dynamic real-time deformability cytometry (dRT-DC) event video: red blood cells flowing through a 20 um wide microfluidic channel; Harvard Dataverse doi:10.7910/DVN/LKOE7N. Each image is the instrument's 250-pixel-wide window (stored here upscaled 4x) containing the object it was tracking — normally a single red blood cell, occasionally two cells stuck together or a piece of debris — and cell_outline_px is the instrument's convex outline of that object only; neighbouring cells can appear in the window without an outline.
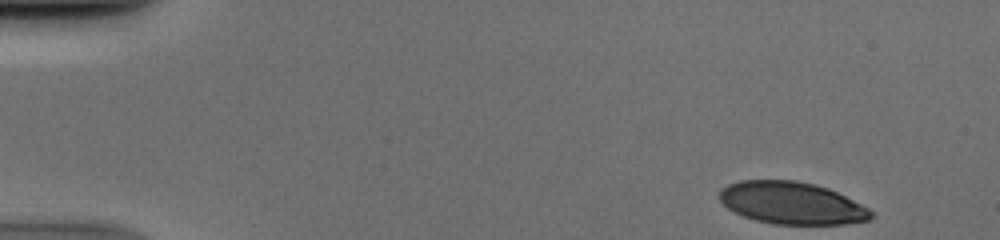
{"species": "human", "species_latin": "Homo sapiens", "temperature_condition": "cold", "stored_images_in_passage": 42, "camera_frame_rate_fps": 3000, "um_per_image_px": 0.085, "donor": {"sex": "male"}, "frame": {"image": 1, "passage_image": 1, "time_ms": 0.0, "image_size_px": [1000, 240], "cell_outline_px": [[872, 216], [868, 220], [844, 224], [772, 224], [756, 220], [744, 216], [728, 208], [720, 200], [720, 188], [728, 184], [740, 180], [796, 180], [816, 184], [828, 188], [868, 208], [872, 212]], "centroid_in_image_um": [67.27, 17.25], "position_along_channel_um": 17.7, "area_um2": 37.11}}
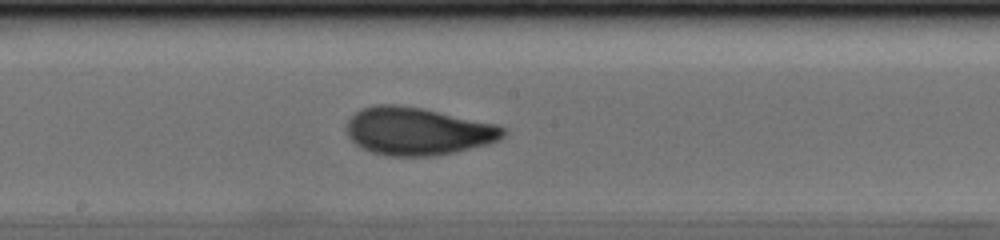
{"frame": {"image": 2, "passage_image": 25, "time_ms": 8.0, "image_size_px": [1000, 240], "cell_outline_px": [[508, 132], [500, 140], [488, 144], [456, 152], [436, 156], [384, 156], [360, 148], [348, 136], [344, 128], [348, 120], [360, 108], [376, 104], [396, 104], [420, 108], [500, 124]], "centroid_in_image_um": [35.51, 11.16], "position_along_channel_um": 212.7, "area_um2": 44.16}}
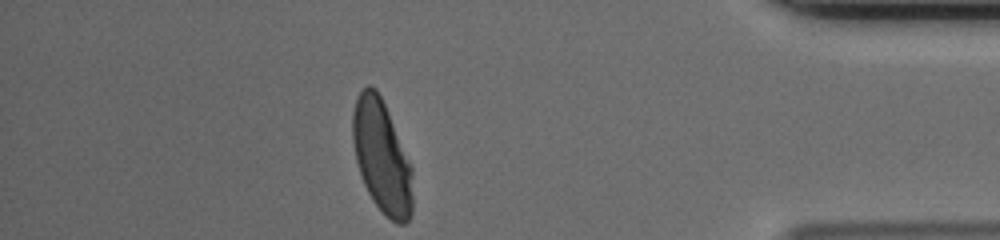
{"frame": {"image": 3, "passage_image": 42, "time_ms": 13.667, "image_size_px": [1000, 240], "cell_outline_px": [[412, 212], [408, 220], [404, 224], [396, 224], [372, 200], [364, 184], [356, 160], [352, 140], [352, 112], [356, 100], [360, 92], [368, 84], [376, 88], [388, 112], [412, 168]], "centroid_in_image_um": [32.44, 13.32], "position_along_channel_um": 402.8, "area_um2": 38.9}}